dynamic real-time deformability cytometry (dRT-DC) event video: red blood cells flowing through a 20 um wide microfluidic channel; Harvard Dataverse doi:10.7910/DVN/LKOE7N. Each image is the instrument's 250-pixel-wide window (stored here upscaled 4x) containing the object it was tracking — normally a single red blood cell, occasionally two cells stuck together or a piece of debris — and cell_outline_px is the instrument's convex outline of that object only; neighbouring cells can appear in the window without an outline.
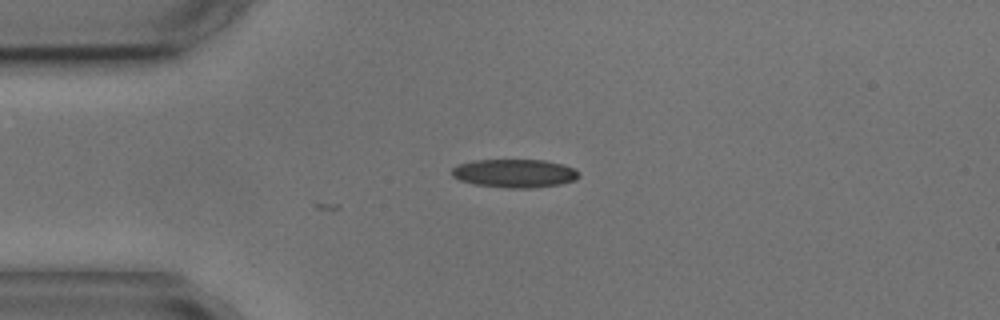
{"species": "common noctule bat (a hibernating species)", "species_latin": "Nyctalus noctula", "temperature_condition": "cold", "stored_images_in_passage": 6, "camera_frame_rate_fps": 3000, "um_per_image_px": 0.085, "animal": {"sex": "male", "body_mass_g": 17.9, "forearm_length_mm": 54.2}, "frame": {"image": 1, "passage_image": 4, "time_ms": 3.667, "image_size_px": [1000, 320], "cell_outline_px": [[580, 176], [576, 180], [560, 184], [532, 188], [508, 188], [476, 184], [460, 180], [452, 176], [452, 168], [456, 164], [472, 160], [544, 160], [560, 164], [572, 168], [580, 172]], "centroid_in_image_um": [43.73, 14.73], "position_along_channel_um": 41.3, "area_um2": 21.04}}